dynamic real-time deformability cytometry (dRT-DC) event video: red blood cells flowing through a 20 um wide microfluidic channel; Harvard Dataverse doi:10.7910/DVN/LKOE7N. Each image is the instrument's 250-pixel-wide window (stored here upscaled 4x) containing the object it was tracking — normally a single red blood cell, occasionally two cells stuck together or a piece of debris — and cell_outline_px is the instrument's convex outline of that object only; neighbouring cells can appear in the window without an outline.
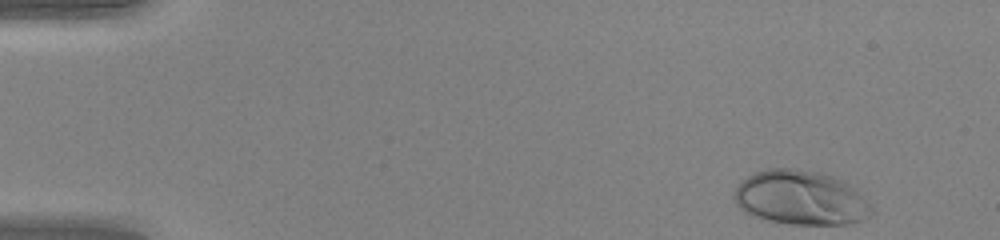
{"species": "human", "species_latin": "Homo sapiens", "temperature_condition": "warm", "stored_images_in_passage": 45, "camera_frame_rate_fps": 3000, "um_per_image_px": 0.085, "donor": {"sex": "female"}, "frame": {"image": 1, "passage_image": 1, "time_ms": 0.0, "image_size_px": [1000, 240], "cell_outline_px": [[876, 212], [864, 220], [844, 224], [792, 224], [764, 220], [744, 212], [736, 204], [736, 188], [748, 176], [756, 172], [768, 168], [792, 168], [820, 172], [844, 180], [856, 188], [872, 204]], "centroid_in_image_um": [68.14, 16.82], "position_along_channel_um": 16.9, "area_um2": 43.87}}
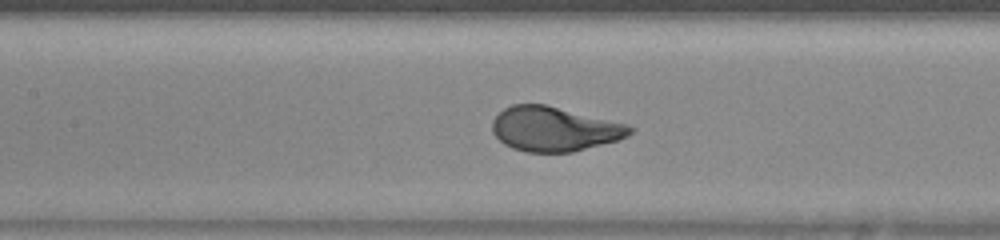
{"frame": {"image": 2, "passage_image": 20, "time_ms": 6.333, "image_size_px": [1000, 240], "cell_outline_px": [[636, 128], [628, 136], [616, 140], [572, 152], [524, 152], [512, 148], [504, 144], [492, 132], [492, 120], [504, 108], [512, 104], [544, 104], [628, 124]], "centroid_in_image_um": [47.1, 10.96], "position_along_channel_um": 160.3, "area_um2": 35.6}}
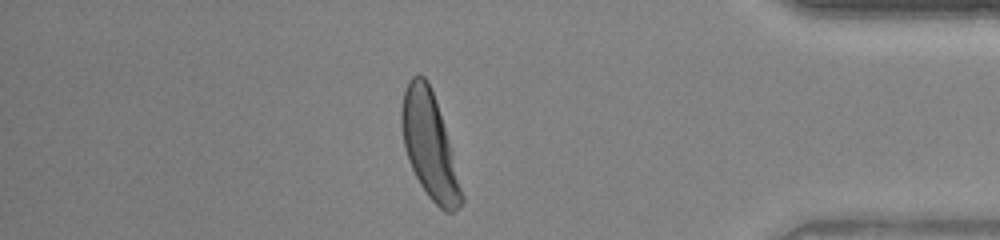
{"frame": {"image": 3, "passage_image": 39, "time_ms": 12.667, "image_size_px": [1000, 240], "cell_outline_px": [[464, 200], [460, 208], [452, 212], [444, 212], [428, 196], [420, 184], [408, 160], [404, 148], [400, 124], [400, 112], [404, 92], [408, 80], [412, 76], [424, 76], [428, 80], [444, 128], [464, 196]], "centroid_in_image_um": [36.47, 12.39], "position_along_channel_um": 398.7, "area_um2": 36.18}, "authors_computed_cell_mechanics": {"area_um2": 36.2984, "velocity_mm_per_s": 4.2263, "shape_relaxation_time_tau1_ms": 2.0017, "shape_relaxation_time_tau2_ms": null, "deformation_change_tau1": 0.1869, "deformation_change_tau2": null}}